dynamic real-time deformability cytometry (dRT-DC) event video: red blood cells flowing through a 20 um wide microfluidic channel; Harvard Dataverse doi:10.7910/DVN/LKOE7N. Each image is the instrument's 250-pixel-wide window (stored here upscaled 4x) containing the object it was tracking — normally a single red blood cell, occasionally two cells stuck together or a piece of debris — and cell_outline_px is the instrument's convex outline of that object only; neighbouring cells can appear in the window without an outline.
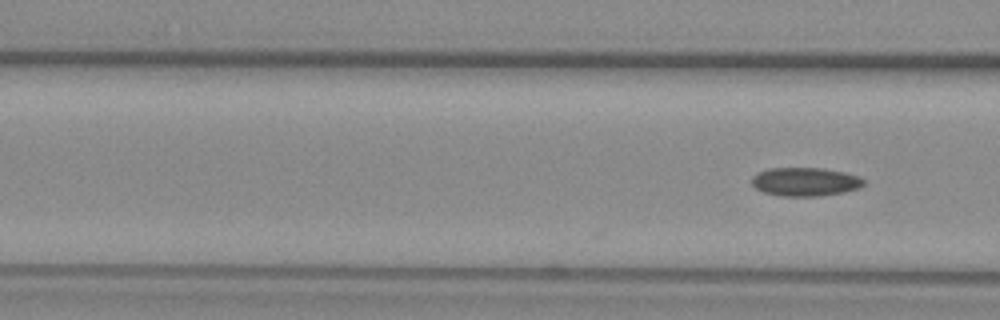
{"species": "common noctule bat (a hibernating species)", "species_latin": "Nyctalus noctula", "temperature_condition": "warm", "stored_images_in_passage": 4, "camera_frame_rate_fps": 3000, "um_per_image_px": 0.085, "animal": {"sex": "female", "body_mass_g": 29.2, "forearm_length_mm": 56.3}, "frame": {"image": 1, "passage_image": 4, "time_ms": 1.0, "image_size_px": [1000, 320], "cell_outline_px": [[864, 184], [860, 188], [844, 192], [820, 196], [780, 196], [764, 192], [756, 188], [752, 184], [752, 176], [756, 172], [768, 168], [824, 168], [844, 172], [860, 176], [864, 180]], "centroid_in_image_um": [68.44, 15.44], "position_along_channel_um": 98.2, "area_um2": 18.84}}